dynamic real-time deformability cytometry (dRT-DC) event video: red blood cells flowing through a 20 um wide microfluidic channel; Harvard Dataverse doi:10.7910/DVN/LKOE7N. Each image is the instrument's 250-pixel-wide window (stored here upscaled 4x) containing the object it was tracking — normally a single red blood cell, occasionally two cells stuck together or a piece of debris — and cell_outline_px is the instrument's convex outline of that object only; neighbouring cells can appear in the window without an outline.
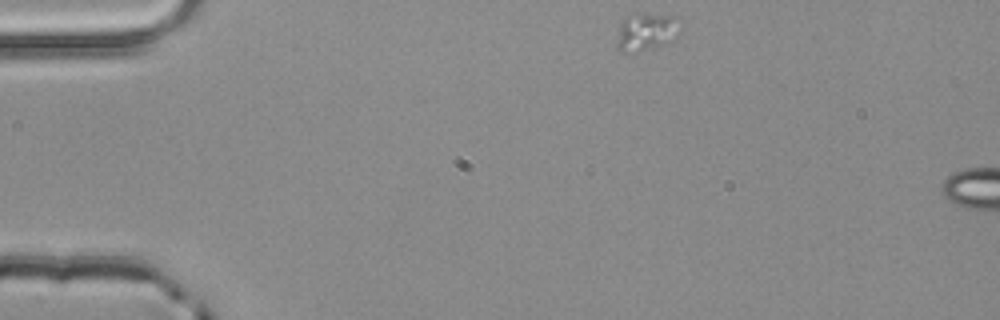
{"species": "common noctule bat (a hibernating species)", "species_latin": "Nyctalus noctula", "temperature_condition": "room temperature", "stored_images_in_passage": 2, "segment_of_instrument_passage": [1, 2], "camera_frame_rate_fps": 3000, "um_per_image_px": 0.085, "animal": {"sex": "male", "body_mass_g": 20.4}, "frame": {"image": 1, "passage_image": 1, "time_ms": 0.0, "image_size_px": [1000, 320], "cell_outline_px": [[684, 28], [676, 40], [668, 44], [636, 52], [620, 52], [616, 44], [620, 24], [632, 12], [636, 12], [672, 16], [684, 20]], "centroid_in_image_um": [55.06, 2.69], "position_along_channel_um": 29.9, "area_um2": 14.8}}